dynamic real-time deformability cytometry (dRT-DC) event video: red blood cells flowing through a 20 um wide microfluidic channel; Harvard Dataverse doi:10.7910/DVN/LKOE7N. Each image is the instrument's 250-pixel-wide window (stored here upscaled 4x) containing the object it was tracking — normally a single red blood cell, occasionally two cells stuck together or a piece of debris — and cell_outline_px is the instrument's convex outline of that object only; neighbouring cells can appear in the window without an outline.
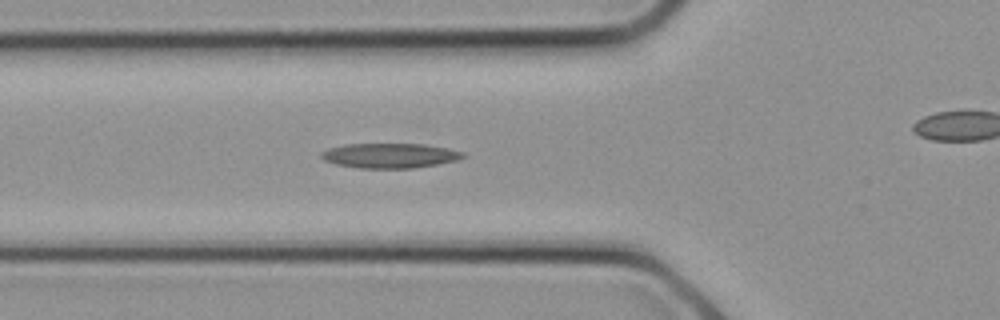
{"species": "common noctule bat (a hibernating species)", "species_latin": "Nyctalus noctula", "temperature_condition": "cold", "stored_images_in_passage": 17, "segment_of_instrument_passage": [1, 2], "camera_frame_rate_fps": 3000, "um_per_image_px": 0.085, "animal": {"sex": "female", "body_mass_g": 21.9}, "frame": {"image": 1, "passage_image": 8, "time_ms": 2.333, "image_size_px": [1000, 320], "cell_outline_px": [[468, 156], [456, 160], [436, 164], [412, 168], [360, 168], [336, 164], [324, 160], [320, 156], [320, 152], [328, 148], [344, 144], [424, 144], [448, 148], [464, 152]], "centroid_in_image_um": [33.13, 13.22], "position_along_channel_um": 92.7, "area_um2": 20.52}}
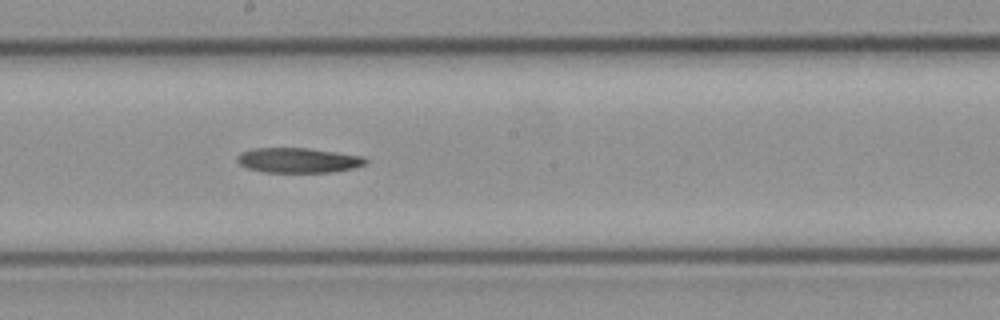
{"frame": {"image": 2, "passage_image": 13, "time_ms": 4.0, "image_size_px": [1000, 320], "cell_outline_px": [[368, 164], [352, 168], [332, 172], [264, 172], [248, 168], [240, 164], [236, 160], [236, 156], [240, 152], [252, 148], [308, 148], [364, 156], [368, 160]], "centroid_in_image_um": [25.35, 13.62], "position_along_channel_um": 222.9, "area_um2": 18.79}}
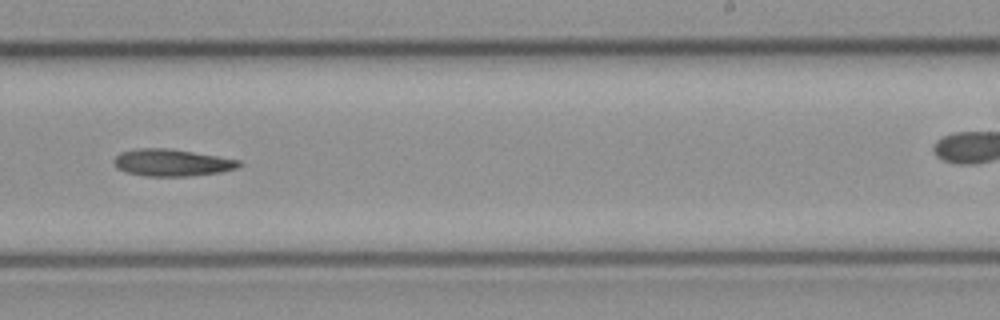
{"frame": {"image": 3, "passage_image": 15, "time_ms": 4.667, "image_size_px": [1000, 320], "cell_outline_px": [[244, 164], [236, 168], [220, 172], [188, 176], [148, 176], [124, 172], [116, 168], [112, 164], [112, 160], [120, 152], [136, 148], [172, 148], [240, 160]], "centroid_in_image_um": [14.57, 13.81], "position_along_channel_um": 274.4, "area_um2": 19.94}}